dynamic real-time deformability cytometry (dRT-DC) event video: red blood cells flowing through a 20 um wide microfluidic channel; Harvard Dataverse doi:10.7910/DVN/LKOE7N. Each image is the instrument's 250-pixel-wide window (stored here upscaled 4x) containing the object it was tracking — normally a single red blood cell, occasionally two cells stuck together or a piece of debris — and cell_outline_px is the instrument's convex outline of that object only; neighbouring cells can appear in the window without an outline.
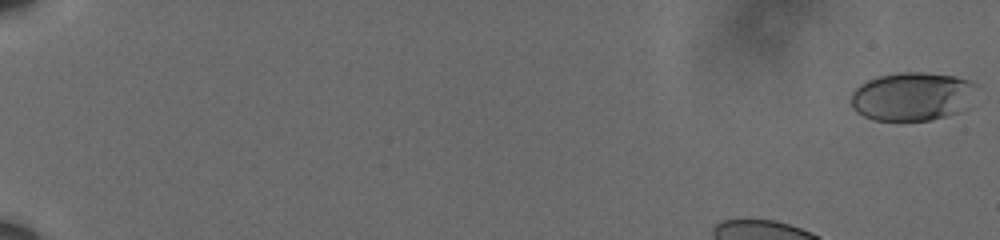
{"species": "human", "species_latin": "Homo sapiens", "temperature_condition": "cold", "stored_images_in_passage": 56, "camera_frame_rate_fps": 3000, "um_per_image_px": 0.085, "donor": {"sex": "male"}, "frame": {"image": 1, "passage_image": 1, "time_ms": 0.0, "image_size_px": [1000, 240], "cell_outline_px": [[976, 84], [960, 112], [932, 120], [872, 120], [856, 112], [852, 104], [852, 92], [860, 84], [868, 80], [880, 76], [900, 72], [924, 72], [956, 76], [968, 80]], "centroid_in_image_um": [77.48, 8.19], "position_along_channel_um": 7.5, "area_um2": 34.97}}
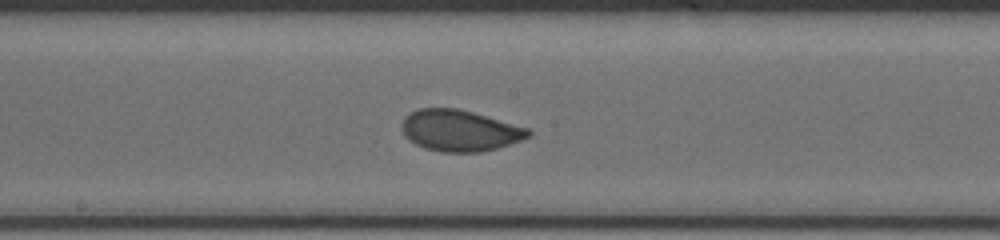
{"frame": {"image": 2, "passage_image": 30, "time_ms": 9.667, "image_size_px": [1000, 240], "cell_outline_px": [[532, 136], [496, 148], [480, 152], [440, 152], [424, 148], [416, 144], [404, 136], [400, 128], [400, 124], [404, 116], [420, 108], [456, 108], [472, 112], [528, 128], [532, 132]], "centroid_in_image_um": [39.03, 11.1], "position_along_channel_um": 209.2, "area_um2": 30.4}}
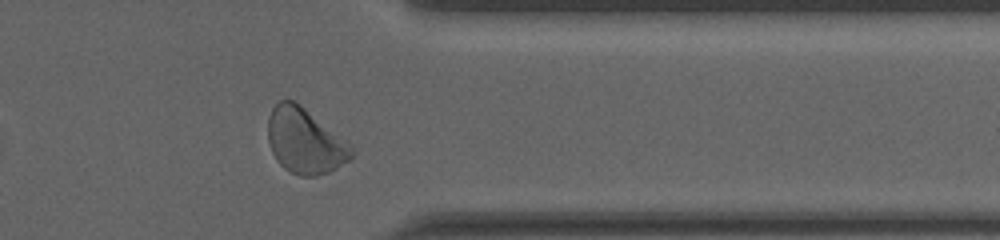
{"frame": {"image": 3, "passage_image": 45, "time_ms": 14.667, "image_size_px": [1000, 240], "cell_outline_px": [[352, 156], [348, 160], [336, 168], [328, 172], [316, 176], [300, 176], [284, 168], [276, 160], [272, 152], [268, 140], [268, 116], [272, 108], [280, 100], [292, 100], [300, 104], [352, 144]], "centroid_in_image_um": [25.91, 11.98], "position_along_channel_um": 385.5, "area_um2": 31.73}, "authors_computed_cell_mechanics": {"area_um2": 30.5762, "velocity_mm_per_s": 3.5862, "shape_relaxation_time_tau1_ms": 3.479, "shape_relaxation_time_tau2_ms": null, "deformation_change_tau1": 0.0981, "deformation_change_tau2": null}}